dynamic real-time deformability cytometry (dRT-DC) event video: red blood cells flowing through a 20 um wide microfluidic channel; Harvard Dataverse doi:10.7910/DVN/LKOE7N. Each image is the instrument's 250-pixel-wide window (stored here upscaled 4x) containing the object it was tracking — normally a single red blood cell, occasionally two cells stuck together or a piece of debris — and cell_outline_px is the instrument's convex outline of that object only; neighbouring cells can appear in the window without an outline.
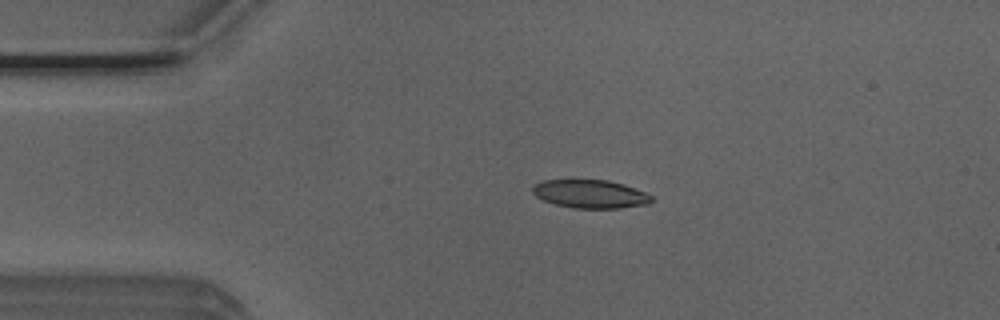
{"species": "Egyptian fruit bat (a non-hibernating species)", "species_latin": "Rousettus aegyptiacus", "temperature_condition": "room temperature", "stored_images_in_passage": 6, "camera_frame_rate_fps": 3000, "um_per_image_px": 0.085, "animal": {"sex": "male"}, "frame": {"image": 1, "passage_image": 4, "time_ms": 1.0, "image_size_px": [1000, 320], "cell_outline_px": [[652, 200], [648, 204], [620, 208], [572, 208], [556, 204], [544, 200], [536, 196], [532, 192], [532, 184], [544, 180], [608, 180], [624, 184], [644, 192], [652, 196]], "centroid_in_image_um": [50.15, 16.48], "position_along_channel_um": 34.8, "area_um2": 19.59}}